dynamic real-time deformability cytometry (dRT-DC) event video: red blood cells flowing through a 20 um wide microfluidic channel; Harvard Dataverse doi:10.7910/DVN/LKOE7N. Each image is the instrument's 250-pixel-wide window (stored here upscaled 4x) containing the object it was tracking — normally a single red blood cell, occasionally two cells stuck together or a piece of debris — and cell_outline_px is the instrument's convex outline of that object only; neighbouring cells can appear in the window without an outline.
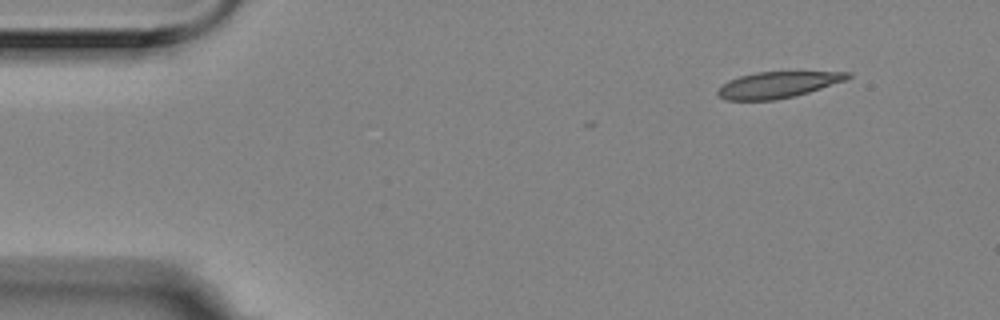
{"species": "Egyptian fruit bat (a non-hibernating species)", "species_latin": "Rousettus aegyptiacus", "temperature_condition": "room temperature", "stored_images_in_passage": 5, "camera_frame_rate_fps": 3000, "um_per_image_px": 0.085, "animal": {"sex": "female"}, "frame": {"image": 1, "passage_image": 1, "time_ms": 0.0, "image_size_px": [1000, 320], "cell_outline_px": [[852, 76], [848, 80], [796, 96], [776, 100], [724, 100], [716, 92], [728, 80], [740, 76], [756, 72], [852, 72]], "centroid_in_image_um": [66.15, 7.21], "position_along_channel_um": 18.8, "area_um2": 19.88}}
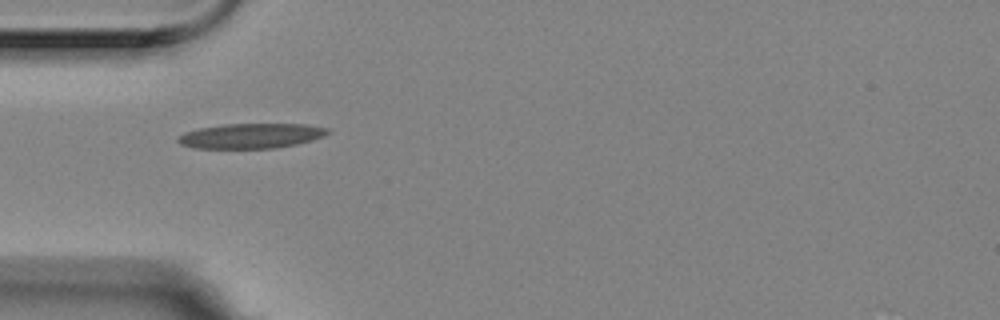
{"frame": {"image": 2, "passage_image": 4, "time_ms": 1.0, "image_size_px": [1000, 320], "cell_outline_px": [[332, 132], [324, 136], [312, 140], [296, 144], [276, 148], [192, 148], [180, 144], [176, 140], [184, 132], [200, 128], [224, 124], [304, 124], [328, 128]], "centroid_in_image_um": [21.35, 11.55], "position_along_channel_um": 63.6, "area_um2": 21.79}}
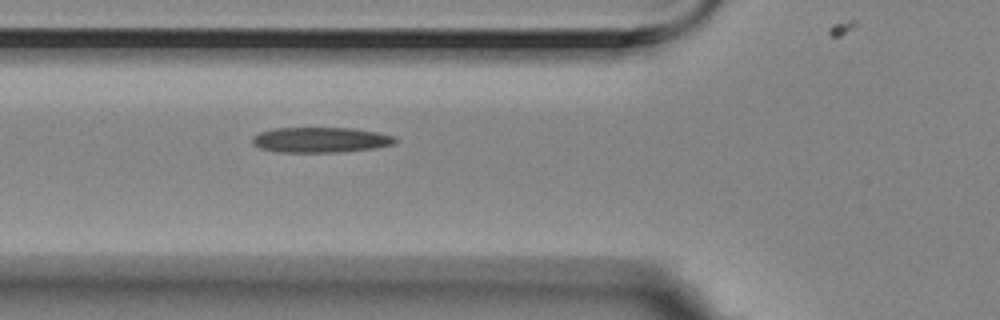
{"frame": {"image": 3, "passage_image": 5, "time_ms": 1.333, "image_size_px": [1000, 320], "cell_outline_px": [[400, 140], [396, 144], [372, 148], [336, 152], [276, 152], [260, 148], [252, 144], [252, 136], [260, 132], [272, 128], [352, 128], [376, 132], [396, 136]], "centroid_in_image_um": [27.25, 11.88], "position_along_channel_um": 98.6, "area_um2": 21.21}}